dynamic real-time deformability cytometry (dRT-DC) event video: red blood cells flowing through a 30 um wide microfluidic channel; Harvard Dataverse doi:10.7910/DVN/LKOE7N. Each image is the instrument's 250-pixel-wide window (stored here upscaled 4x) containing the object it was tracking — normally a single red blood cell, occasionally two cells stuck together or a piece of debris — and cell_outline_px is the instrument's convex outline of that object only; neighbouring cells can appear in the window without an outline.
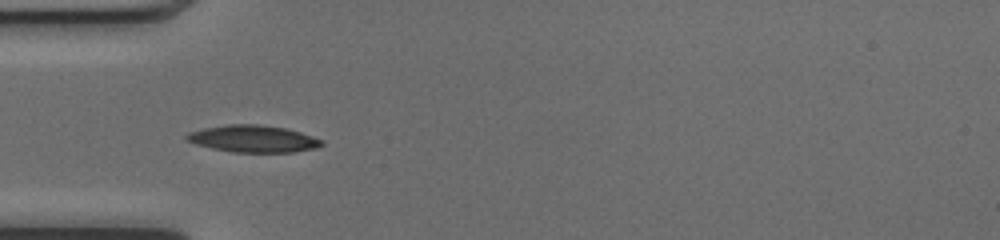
{"species": "common noctule bat (a hibernating species)", "species_latin": "Nyctalus noctula", "temperature_condition": "cold", "stored_images_in_passage": 30, "camera_frame_rate_fps": 3000, "um_per_image_px": 0.085, "animal": {"sex": "female", "body_mass_g": 17.0, "forearm_length_mm": 48.0}, "frame": {"image": 1, "passage_image": 1, "time_ms": 0.0, "image_size_px": [1000, 240], "cell_outline_px": [[324, 144], [316, 148], [292, 152], [232, 152], [212, 148], [196, 144], [184, 140], [184, 136], [188, 132], [204, 128], [228, 124], [256, 124], [284, 128], [300, 132], [324, 140]], "centroid_in_image_um": [21.49, 11.79], "position_along_channel_um": 63.5, "area_um2": 21.27}}
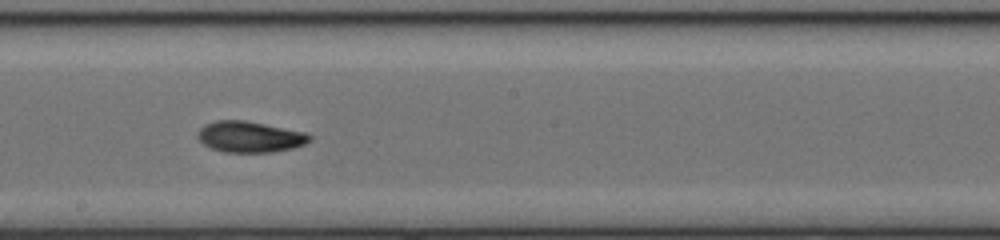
{"frame": {"image": 2, "passage_image": 13, "time_ms": 4.0, "image_size_px": [1000, 240], "cell_outline_px": [[312, 140], [304, 144], [292, 148], [272, 152], [224, 152], [212, 148], [204, 144], [196, 136], [196, 132], [204, 124], [216, 120], [244, 120], [304, 132], [312, 136]], "centroid_in_image_um": [21.2, 11.62], "position_along_channel_um": 227.0, "area_um2": 20.17}}
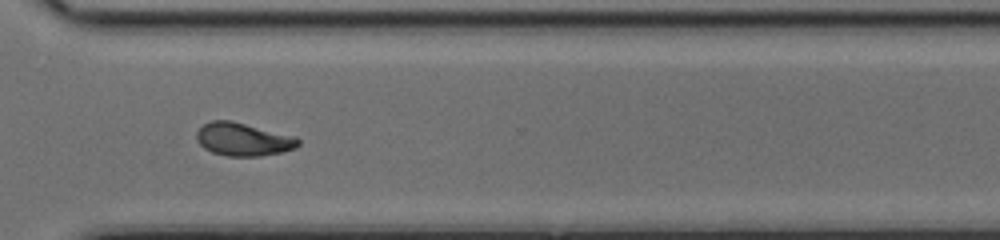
{"frame": {"image": 3, "passage_image": 22, "time_ms": 7.0, "image_size_px": [1000, 240], "cell_outline_px": [[300, 144], [296, 148], [280, 152], [260, 156], [228, 156], [212, 152], [204, 148], [196, 140], [196, 132], [204, 124], [212, 120], [232, 120], [296, 136], [300, 140]], "centroid_in_image_um": [20.68, 11.83], "position_along_channel_um": 349.9, "area_um2": 19.71}, "authors_computed_cell_mechanics": {"area_um2": 19.6809, "velocity_mm_per_s": 4.0996, "shape_relaxation_time_tau1_ms": 3.232, "shape_relaxation_time_tau2_ms": 2.717, "deformation_change_tau1": 0.1605, "deformation_change_tau2": 0.0814}}